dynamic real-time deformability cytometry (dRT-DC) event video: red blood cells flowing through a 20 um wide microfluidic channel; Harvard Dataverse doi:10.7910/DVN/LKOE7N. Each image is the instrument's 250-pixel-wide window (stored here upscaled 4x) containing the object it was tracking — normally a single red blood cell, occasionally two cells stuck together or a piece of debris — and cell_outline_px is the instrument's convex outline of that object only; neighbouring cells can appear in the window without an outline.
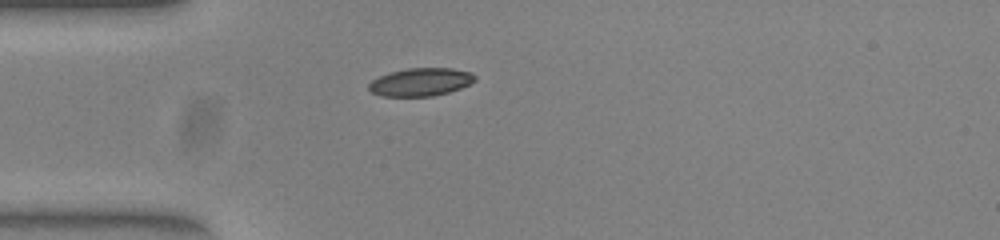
{"species": "common noctule bat (a hibernating species)", "species_latin": "Nyctalus noctula", "temperature_condition": "warm", "stored_images_in_passage": 31, "camera_frame_rate_fps": 3000, "um_per_image_px": 0.085, "animal": {"sex": "female", "body_mass_g": 23.0, "forearm_length_mm": 53.4}, "frame": {"image": 1, "passage_image": 1, "time_ms": 0.0, "image_size_px": [1000, 240], "cell_outline_px": [[476, 80], [460, 88], [448, 92], [432, 96], [384, 96], [372, 92], [368, 88], [368, 84], [372, 80], [380, 76], [392, 72], [408, 68], [452, 68], [472, 72], [476, 76]], "centroid_in_image_um": [35.78, 6.96], "position_along_channel_um": 49.2, "area_um2": 17.17}}
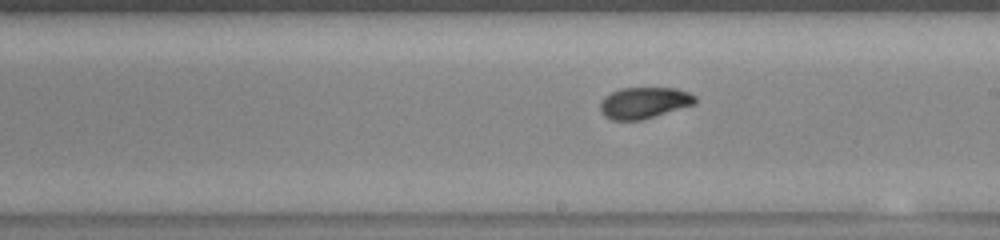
{"frame": {"image": 2, "passage_image": 16, "time_ms": 5.0, "image_size_px": [1000, 240], "cell_outline_px": [[696, 104], [640, 120], [612, 120], [604, 116], [600, 112], [600, 104], [604, 96], [620, 88], [676, 88], [688, 92], [696, 96]], "centroid_in_image_um": [54.74, 8.73], "position_along_channel_um": 234.3, "area_um2": 17.34}}
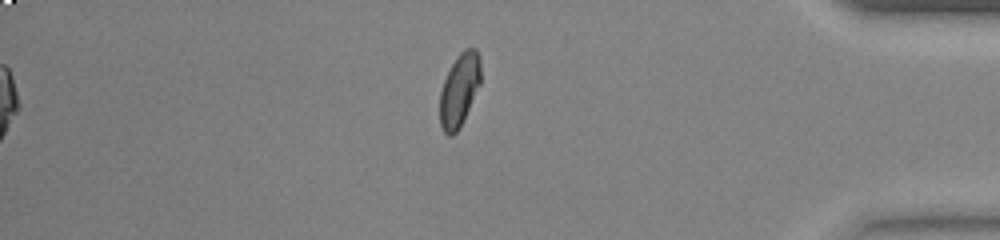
{"frame": {"image": 3, "passage_image": 31, "time_ms": 10.0, "image_size_px": [1000, 240], "cell_outline_px": [[480, 84], [460, 128], [452, 136], [448, 136], [444, 132], [440, 124], [440, 92], [444, 80], [456, 56], [464, 48], [476, 48], [480, 56]], "centroid_in_image_um": [39.05, 7.64], "position_along_channel_um": 396.2, "area_um2": 17.4}, "authors_computed_cell_mechanics": {"area_um2": 17.4556, "velocity_mm_per_s": 3.924, "shape_relaxation_time_tau1_ms": 4.3045, "shape_relaxation_time_tau2_ms": 1.165, "deformation_change_tau1": 0.1654, "deformation_change_tau2": 0.0529}}